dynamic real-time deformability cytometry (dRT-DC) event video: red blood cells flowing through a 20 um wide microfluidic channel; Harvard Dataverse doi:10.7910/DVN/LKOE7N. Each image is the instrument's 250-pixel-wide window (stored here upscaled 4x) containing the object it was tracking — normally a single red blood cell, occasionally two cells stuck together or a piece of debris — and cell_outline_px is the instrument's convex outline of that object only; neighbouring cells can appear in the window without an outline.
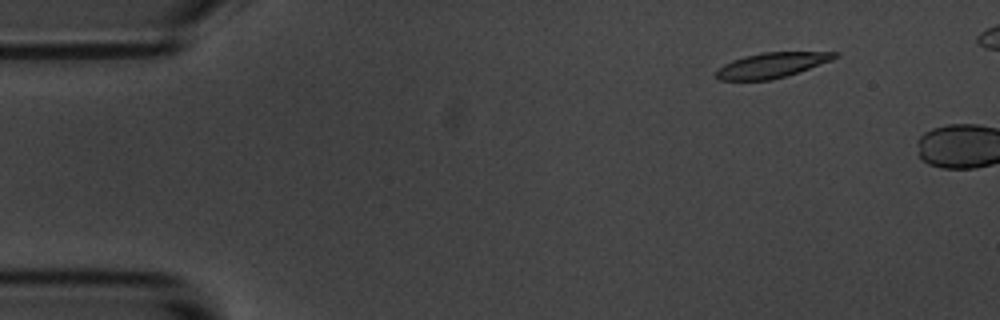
{"species": "common noctule bat (a hibernating species)", "species_latin": "Nyctalus noctula", "temperature_condition": "room temperature", "stored_images_in_passage": 5, "camera_frame_rate_fps": 3000, "um_per_image_px": 0.085, "animal": {"sex": "male", "body_mass_g": 20.1, "forearm_length_mm": 53.5}, "frame": {"image": 1, "passage_image": 5, "time_ms": 5.333, "image_size_px": [1000, 320], "cell_outline_px": [[840, 56], [832, 60], [788, 76], [772, 80], [720, 80], [716, 76], [716, 72], [724, 64], [732, 60], [744, 56], [760, 52], [840, 52]], "centroid_in_image_um": [65.64, 5.53], "position_along_channel_um": 19.4, "area_um2": 17.46}}